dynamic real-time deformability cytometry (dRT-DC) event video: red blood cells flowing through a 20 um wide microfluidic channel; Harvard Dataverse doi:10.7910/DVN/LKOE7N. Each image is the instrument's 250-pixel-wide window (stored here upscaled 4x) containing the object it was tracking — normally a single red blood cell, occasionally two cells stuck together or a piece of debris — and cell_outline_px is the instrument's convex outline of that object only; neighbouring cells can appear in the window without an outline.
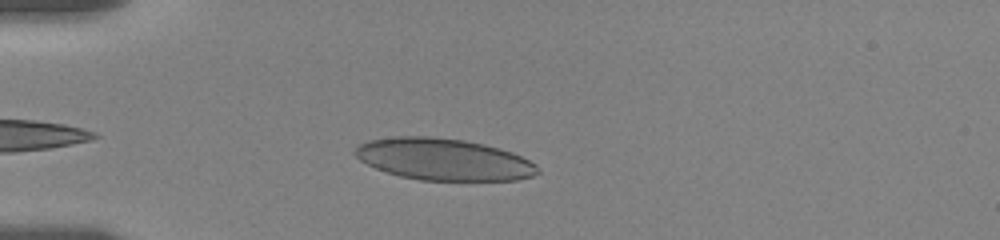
{"species": "human", "species_latin": "Homo sapiens", "temperature_condition": "room temperature", "stored_images_in_passage": 41, "camera_frame_rate_fps": 3000, "um_per_image_px": 0.085, "donor": {"sex": "female"}, "frame": {"image": 1, "passage_image": 5, "time_ms": 1.333, "image_size_px": [1000, 240], "cell_outline_px": [[540, 172], [532, 176], [516, 180], [420, 180], [400, 176], [376, 168], [360, 160], [352, 152], [360, 144], [368, 140], [396, 136], [428, 136], [464, 140], [484, 144], [500, 148], [512, 152], [536, 164]], "centroid_in_image_um": [37.7, 13.54], "position_along_channel_um": 47.3, "area_um2": 44.33}}
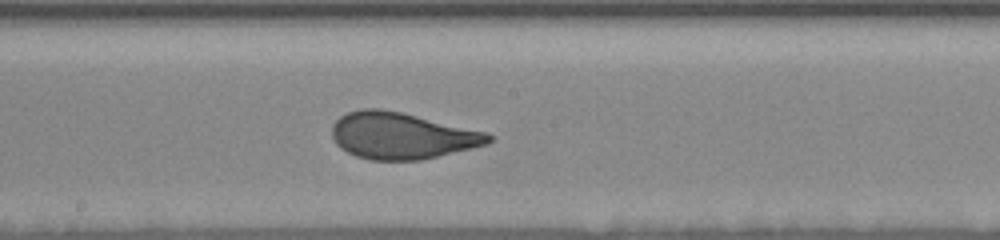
{"frame": {"image": 2, "passage_image": 21, "time_ms": 6.667, "image_size_px": [1000, 240], "cell_outline_px": [[496, 136], [488, 144], [472, 148], [420, 160], [372, 160], [356, 156], [340, 148], [336, 144], [332, 136], [332, 124], [340, 116], [348, 112], [360, 108], [380, 108], [400, 112], [488, 132]], "centroid_in_image_um": [34.15, 11.53], "position_along_channel_um": 214.0, "area_um2": 42.54}}
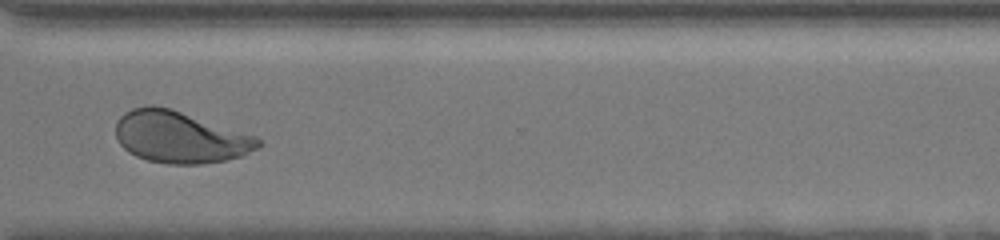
{"frame": {"image": 3, "passage_image": 33, "time_ms": 10.667, "image_size_px": [1000, 240], "cell_outline_px": [[260, 144], [256, 148], [244, 156], [224, 160], [200, 164], [168, 164], [148, 160], [136, 156], [128, 152], [120, 144], [116, 136], [116, 120], [124, 112], [132, 108], [148, 104], [152, 104], [172, 108], [256, 136], [260, 140]], "centroid_in_image_um": [15.27, 11.64], "position_along_channel_um": 355.3, "area_um2": 43.18}, "authors_computed_cell_mechanics": {"area_um2": 42.8298, "velocity_mm_per_s": 3.5335, "shape_relaxation_time_tau1_ms": 4.7626, "shape_relaxation_time_tau2_ms": null, "deformation_change_tau1": 0.1765, "deformation_change_tau2": null}}